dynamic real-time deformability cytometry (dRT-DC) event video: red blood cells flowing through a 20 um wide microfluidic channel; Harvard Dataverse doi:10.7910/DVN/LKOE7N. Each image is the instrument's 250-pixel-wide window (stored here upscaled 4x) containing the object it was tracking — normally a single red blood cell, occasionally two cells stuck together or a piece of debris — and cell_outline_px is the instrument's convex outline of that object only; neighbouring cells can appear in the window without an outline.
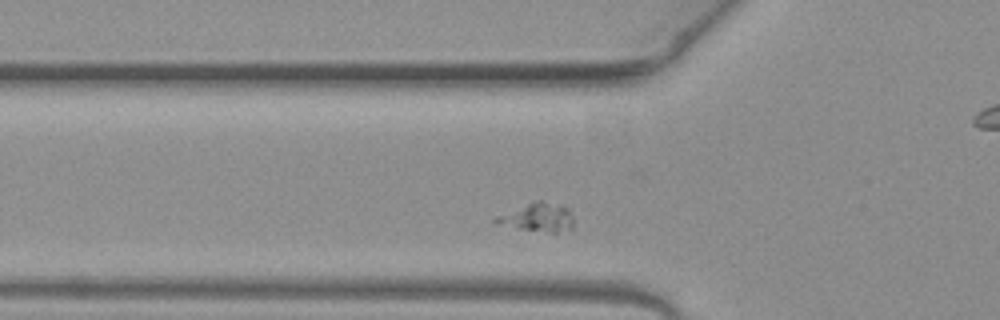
{"species": "common noctule bat (a hibernating species)", "species_latin": "Nyctalus noctula", "temperature_condition": "warm", "stored_images_in_passage": 40, "camera_frame_rate_fps": 3000, "um_per_image_px": 0.085, "animal": {"sex": "female", "body_mass_g": 19.3, "forearm_length_mm": 54.1}, "frame": {"image": 1, "passage_image": 4, "time_ms": 1.0, "image_size_px": [1000, 320], "cell_outline_px": [[572, 228], [556, 232], [548, 232], [516, 228], [496, 224], [492, 220], [496, 216], [532, 200], [540, 200], [560, 204], [568, 208], [572, 216]], "centroid_in_image_um": [45.66, 18.45], "position_along_channel_um": 80.1, "area_um2": 13.06}}
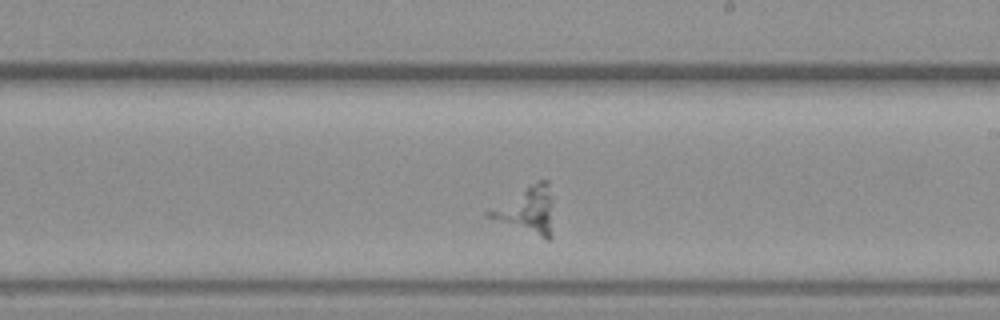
{"frame": {"image": 2, "passage_image": 17, "time_ms": 5.333, "image_size_px": [1000, 320], "cell_outline_px": [[552, 236], [548, 240], [544, 240], [484, 216], [484, 212], [532, 184], [540, 180], [548, 180], [552, 196]], "centroid_in_image_um": [44.81, 17.91], "position_along_channel_um": 244.2, "area_um2": 17.63}}
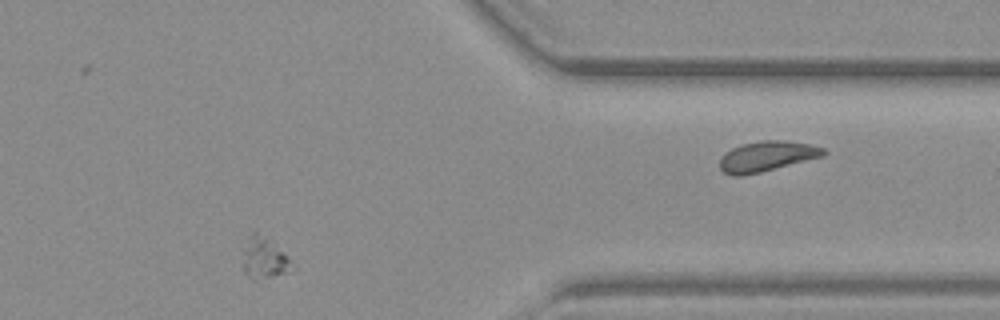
{"frame": {"image": 3, "passage_image": 30, "time_ms": 9.667, "image_size_px": [1000, 320], "cell_outline_px": [[296, 268], [272, 276], [268, 276], [248, 272], [244, 268], [244, 252], [252, 232], [256, 232], [288, 256]], "centroid_in_image_um": [22.54, 21.89], "position_along_channel_um": 388.9, "area_um2": 10.29}}